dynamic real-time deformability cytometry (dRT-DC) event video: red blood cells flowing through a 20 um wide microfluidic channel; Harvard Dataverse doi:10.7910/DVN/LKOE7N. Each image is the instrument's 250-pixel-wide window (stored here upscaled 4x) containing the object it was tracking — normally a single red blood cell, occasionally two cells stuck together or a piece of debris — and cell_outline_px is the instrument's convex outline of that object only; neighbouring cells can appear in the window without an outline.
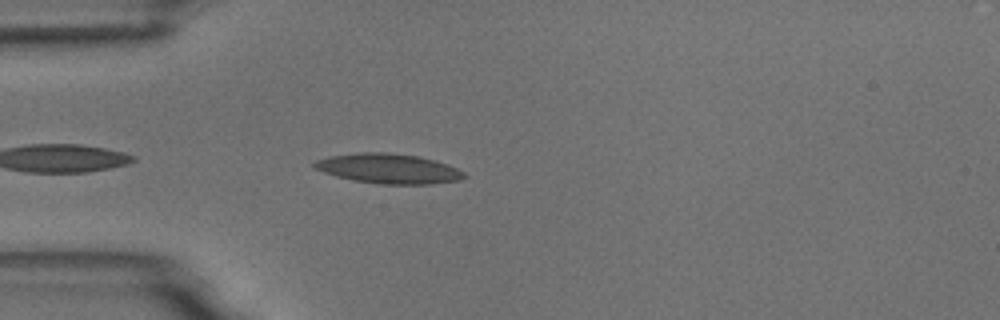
{"species": "common noctule bat (a hibernating species)", "species_latin": "Nyctalus noctula", "temperature_condition": "room temperature", "stored_images_in_passage": 5, "camera_frame_rate_fps": 3000, "um_per_image_px": 0.085, "animal": {"sex": "male", "body_mass_g": 18.8}, "frame": {"image": 1, "passage_image": 5, "time_ms": 4.667, "image_size_px": [1000, 320], "cell_outline_px": [[468, 176], [460, 180], [432, 184], [380, 184], [352, 180], [336, 176], [312, 168], [312, 164], [316, 160], [328, 156], [360, 152], [384, 152], [416, 156], [448, 164], [464, 172]], "centroid_in_image_um": [33.0, 14.34], "position_along_channel_um": 52.0, "area_um2": 26.07}}